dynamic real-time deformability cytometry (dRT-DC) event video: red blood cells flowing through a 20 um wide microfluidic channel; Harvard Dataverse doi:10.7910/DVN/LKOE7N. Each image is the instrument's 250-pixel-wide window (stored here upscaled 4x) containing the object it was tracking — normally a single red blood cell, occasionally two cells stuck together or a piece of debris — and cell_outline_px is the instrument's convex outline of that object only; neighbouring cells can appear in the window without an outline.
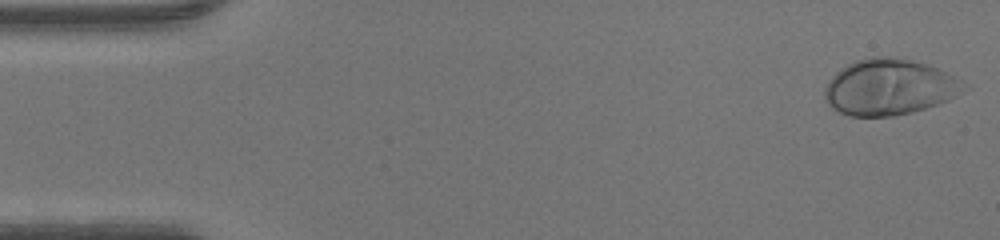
{"species": "human", "species_latin": "Homo sapiens", "temperature_condition": "warm", "stored_images_in_passage": 47, "camera_frame_rate_fps": 3000, "um_per_image_px": 0.085, "donor": {"sex": "male"}, "frame": {"image": 1, "passage_image": 1, "time_ms": 0.0, "image_size_px": [1000, 240], "cell_outline_px": [[968, 88], [956, 96], [948, 100], [912, 112], [896, 116], [848, 116], [832, 108], [824, 100], [824, 88], [832, 76], [840, 68], [856, 60], [872, 56], [888, 56], [912, 60], [936, 68], [960, 80]], "centroid_in_image_um": [75.54, 7.41], "position_along_channel_um": 9.5, "area_um2": 45.26}}
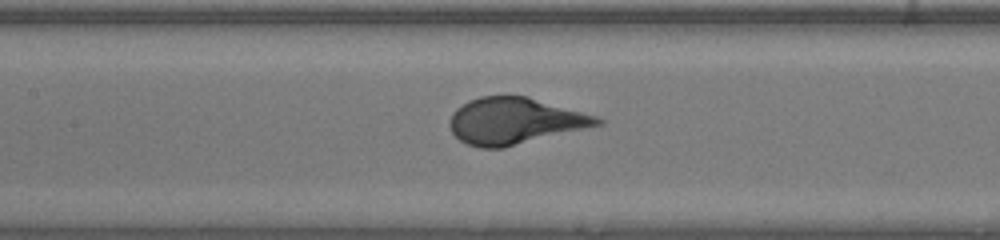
{"frame": {"image": 2, "passage_image": 21, "time_ms": 6.667, "image_size_px": [1000, 240], "cell_outline_px": [[604, 124], [504, 148], [480, 148], [468, 144], [460, 140], [452, 132], [448, 124], [452, 112], [456, 108], [468, 100], [480, 96], [528, 96], [596, 116], [604, 120]], "centroid_in_image_um": [43.74, 10.28], "position_along_channel_um": 163.7, "area_um2": 40.06}}
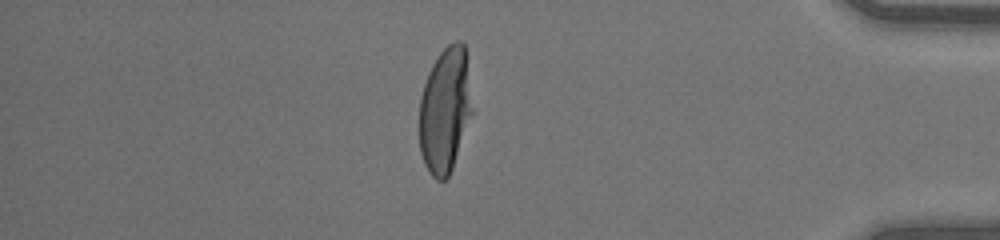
{"frame": {"image": 3, "passage_image": 40, "time_ms": 13.0, "image_size_px": [1000, 240], "cell_outline_px": [[472, 112], [452, 168], [448, 176], [444, 180], [436, 180], [428, 172], [424, 164], [420, 152], [420, 96], [428, 72], [432, 64], [440, 52], [448, 44], [456, 40], [460, 40], [464, 44], [472, 108]], "centroid_in_image_um": [37.8, 9.36], "position_along_channel_um": 397.4, "area_um2": 38.21}}